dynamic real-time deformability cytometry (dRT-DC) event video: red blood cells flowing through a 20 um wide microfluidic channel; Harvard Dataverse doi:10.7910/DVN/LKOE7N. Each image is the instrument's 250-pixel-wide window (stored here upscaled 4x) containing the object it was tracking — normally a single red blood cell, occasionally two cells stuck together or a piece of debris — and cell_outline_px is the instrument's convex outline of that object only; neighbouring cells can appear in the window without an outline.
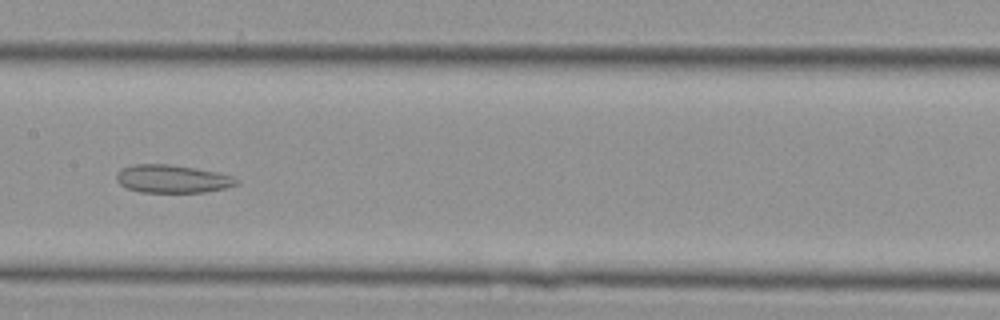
{"species": "Egyptian fruit bat (a non-hibernating species)", "species_latin": "Rousettus aegyptiacus", "temperature_condition": "cold", "stored_images_in_passage": 45, "camera_frame_rate_fps": 3000, "um_per_image_px": 0.085, "animal": {"sex": "female"}, "frame": {"image": 1, "passage_image": 23, "time_ms": 7.333, "image_size_px": [1000, 320], "cell_outline_px": [[240, 180], [236, 184], [224, 188], [204, 192], [140, 192], [128, 188], [120, 184], [116, 180], [116, 172], [120, 168], [132, 164], [168, 164], [216, 172], [232, 176]], "centroid_in_image_um": [14.59, 15.2], "position_along_channel_um": 192.8, "area_um2": 19.48}}
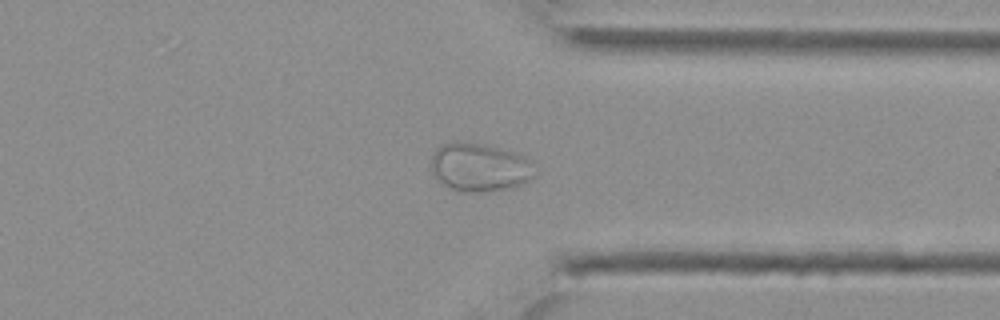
{"frame": {"image": 2, "passage_image": 35, "time_ms": 11.333, "image_size_px": [1000, 320], "cell_outline_px": [[536, 176], [512, 188], [484, 192], [460, 192], [444, 184], [432, 172], [432, 156], [436, 148], [440, 144], [456, 140], [484, 144], [500, 148], [512, 152], [532, 160], [536, 172]], "centroid_in_image_um": [40.79, 14.2], "position_along_channel_um": 370.6, "area_um2": 29.48}}
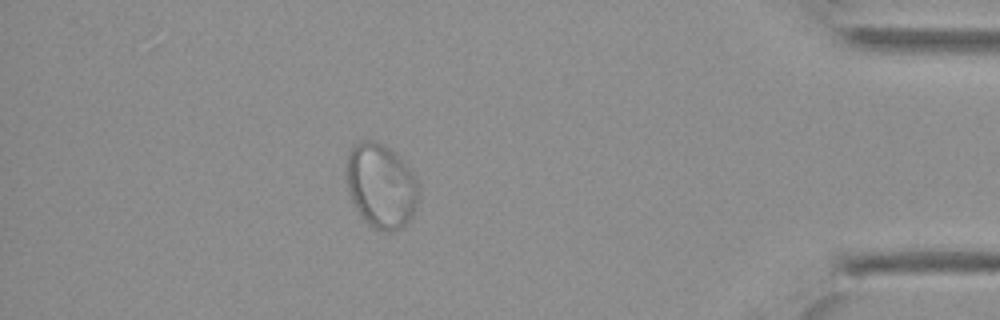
{"frame": {"image": 3, "passage_image": 40, "time_ms": 13.0, "image_size_px": [1000, 320], "cell_outline_px": [[420, 188], [416, 208], [412, 216], [400, 228], [392, 232], [384, 232], [376, 228], [364, 220], [356, 208], [352, 200], [344, 176], [344, 172], [348, 152], [352, 144], [360, 140], [372, 140], [384, 144], [412, 172]], "centroid_in_image_um": [32.35, 15.78], "position_along_channel_um": 402.9, "area_um2": 35.66}}